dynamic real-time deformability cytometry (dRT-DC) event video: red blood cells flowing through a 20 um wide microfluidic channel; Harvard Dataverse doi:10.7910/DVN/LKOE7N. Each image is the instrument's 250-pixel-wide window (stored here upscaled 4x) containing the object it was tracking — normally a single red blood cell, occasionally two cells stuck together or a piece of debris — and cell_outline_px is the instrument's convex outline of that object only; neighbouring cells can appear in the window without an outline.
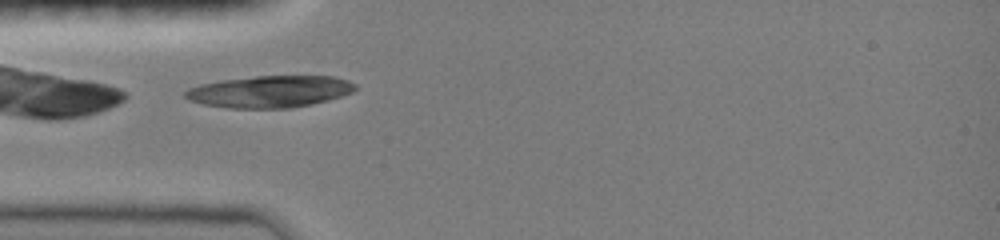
{"species": "common noctule bat (a hibernating species)", "species_latin": "Nyctalus noctula", "temperature_condition": "room temperature", "stored_images_in_passage": 7, "camera_frame_rate_fps": 3000, "um_per_image_px": 0.085, "animal": {"sex": "female", "body_mass_g": 19.0, "forearm_length_mm": 51.5}, "frame": {"image": 1, "passage_image": 1, "time_ms": 0.0, "image_size_px": [1000, 240], "cell_outline_px": [[356, 88], [352, 92], [328, 100], [312, 104], [288, 108], [228, 108], [204, 104], [188, 100], [184, 96], [184, 92], [188, 88], [200, 84], [220, 80], [256, 76], [332, 76], [348, 80], [356, 84]], "centroid_in_image_um": [22.91, 7.78], "position_along_channel_um": 62.1, "area_um2": 31.56}}
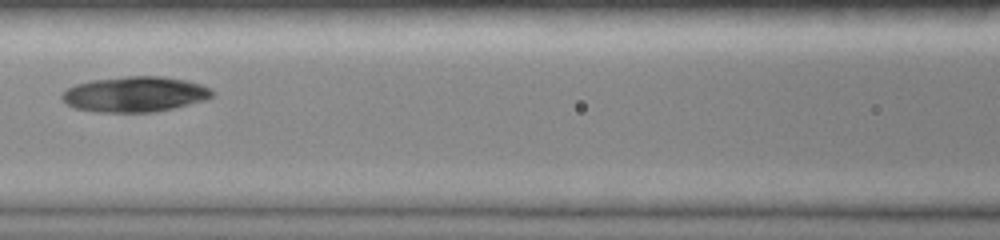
{"frame": {"image": 2, "passage_image": 5, "time_ms": 2.333, "image_size_px": [1000, 240], "cell_outline_px": [[216, 92], [212, 96], [204, 100], [172, 108], [152, 112], [96, 112], [76, 108], [68, 104], [60, 96], [68, 88], [76, 84], [92, 80], [124, 76], [164, 76], [188, 80], [200, 84]], "centroid_in_image_um": [11.48, 8.0], "position_along_channel_um": 155.1, "area_um2": 30.87}}
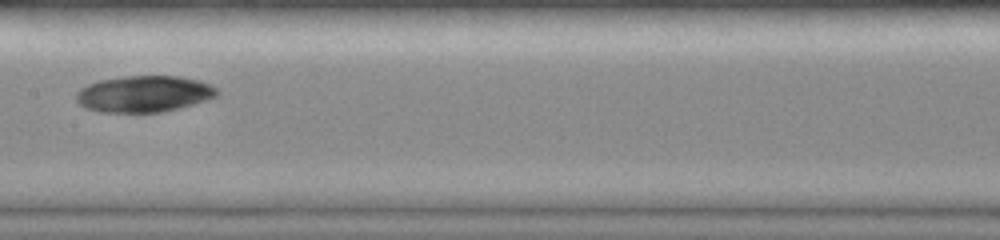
{"frame": {"image": 3, "passage_image": 6, "time_ms": 3.333, "image_size_px": [1000, 240], "cell_outline_px": [[220, 92], [216, 96], [192, 104], [160, 112], [100, 112], [84, 108], [76, 100], [76, 92], [80, 88], [88, 84], [100, 80], [124, 76], [180, 76], [200, 80], [212, 84]], "centroid_in_image_um": [12.23, 7.97], "position_along_channel_um": 195.2, "area_um2": 29.88}}